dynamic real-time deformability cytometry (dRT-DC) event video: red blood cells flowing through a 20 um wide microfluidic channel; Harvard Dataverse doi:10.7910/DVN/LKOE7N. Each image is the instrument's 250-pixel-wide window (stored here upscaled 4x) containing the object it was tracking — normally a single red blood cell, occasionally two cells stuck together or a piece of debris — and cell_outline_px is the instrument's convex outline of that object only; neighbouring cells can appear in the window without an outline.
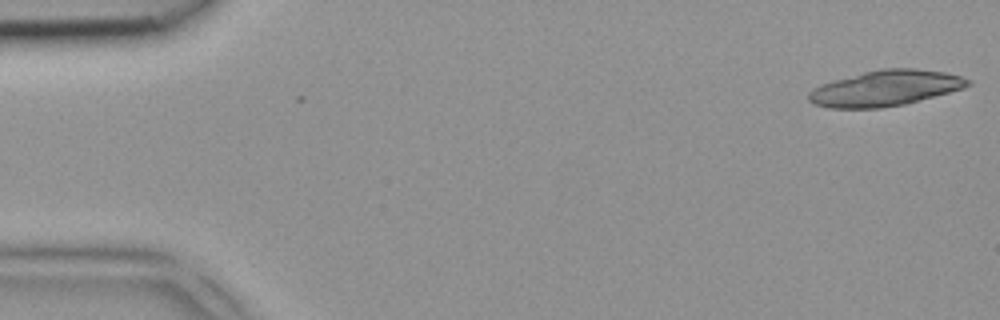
{"species": "common noctule bat (a hibernating species)", "species_latin": "Nyctalus noctula", "temperature_condition": "room temperature", "stored_images_in_passage": 3, "camera_frame_rate_fps": 3000, "um_per_image_px": 0.085, "animal": {"sex": "female", "body_mass_g": 18.4}, "frame": {"image": 1, "passage_image": 1, "time_ms": 0.0, "image_size_px": [1000, 320], "cell_outline_px": [[972, 84], [964, 88], [904, 104], [880, 108], [828, 108], [816, 104], [808, 100], [808, 92], [812, 88], [820, 84], [864, 72], [880, 68], [916, 68], [944, 72], [960, 76], [972, 80]], "centroid_in_image_um": [75.25, 7.49], "position_along_channel_um": 9.7, "area_um2": 33.0}}